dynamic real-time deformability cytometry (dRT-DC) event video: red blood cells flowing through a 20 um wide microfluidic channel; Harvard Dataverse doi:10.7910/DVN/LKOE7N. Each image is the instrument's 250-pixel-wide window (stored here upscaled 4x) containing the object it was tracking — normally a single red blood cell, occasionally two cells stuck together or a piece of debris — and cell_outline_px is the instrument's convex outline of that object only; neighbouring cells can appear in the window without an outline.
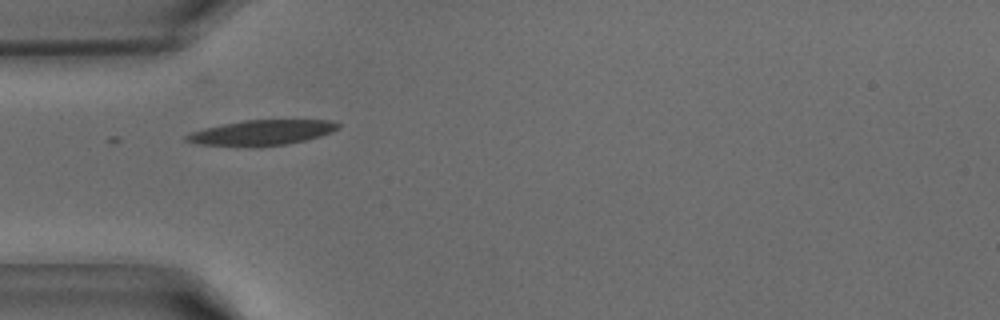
{"species": "common noctule bat (a hibernating species)", "species_latin": "Nyctalus noctula", "temperature_condition": "warm", "stored_images_in_passage": 37, "camera_frame_rate_fps": 3000, "um_per_image_px": 0.085, "animal": {"sex": "male", "body_mass_g": 15.6}, "frame": {"image": 1, "passage_image": 13, "time_ms": 4.0, "image_size_px": [1000, 320], "cell_outline_px": [[340, 128], [332, 132], [320, 136], [304, 140], [284, 144], [196, 144], [184, 140], [184, 136], [192, 132], [204, 128], [244, 120], [328, 120], [340, 124]], "centroid_in_image_um": [22.29, 11.23], "position_along_channel_um": 62.7, "area_um2": 21.21}}
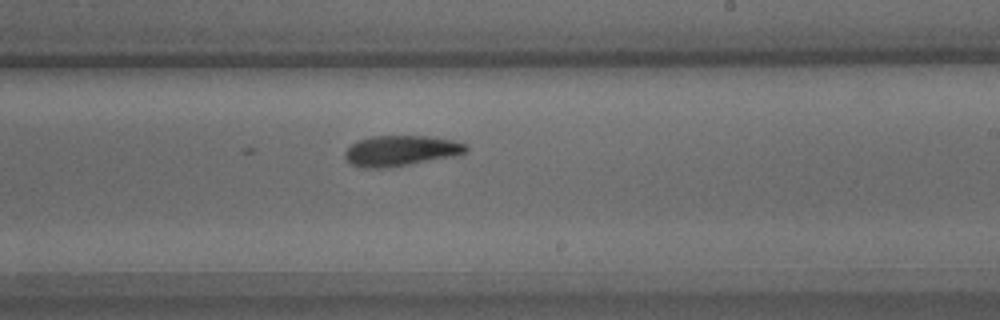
{"frame": {"image": 2, "passage_image": 25, "time_ms": 8.0, "image_size_px": [1000, 320], "cell_outline_px": [[468, 148], [464, 152], [448, 156], [408, 164], [384, 168], [364, 168], [352, 164], [344, 156], [344, 152], [352, 144], [360, 140], [372, 136], [428, 136], [452, 140], [464, 144]], "centroid_in_image_um": [34.0, 12.8], "position_along_channel_um": 255.0, "area_um2": 20.87}}
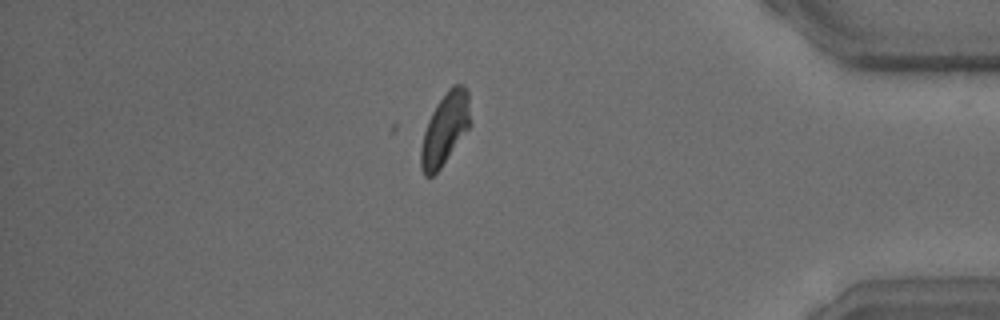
{"frame": {"image": 3, "passage_image": 36, "time_ms": 11.667, "image_size_px": [1000, 320], "cell_outline_px": [[468, 128], [440, 168], [432, 176], [424, 176], [420, 168], [420, 148], [424, 132], [428, 120], [436, 104], [448, 88], [452, 84], [464, 84], [468, 92]], "centroid_in_image_um": [37.77, 10.95], "position_along_channel_um": 397.4, "area_um2": 20.23}}